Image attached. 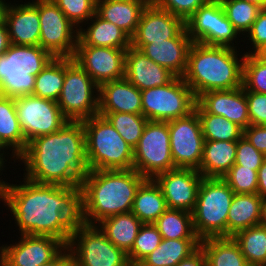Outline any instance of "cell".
Here are the masks:
<instances>
[{
    "mask_svg": "<svg viewBox=\"0 0 266 266\" xmlns=\"http://www.w3.org/2000/svg\"><path fill=\"white\" fill-rule=\"evenodd\" d=\"M240 54L237 48L192 43L182 78L196 99L208 91L231 90L243 86L245 51L242 56Z\"/></svg>",
    "mask_w": 266,
    "mask_h": 266,
    "instance_id": "277c9868",
    "label": "cell"
},
{
    "mask_svg": "<svg viewBox=\"0 0 266 266\" xmlns=\"http://www.w3.org/2000/svg\"><path fill=\"white\" fill-rule=\"evenodd\" d=\"M53 58L40 45L10 44L0 56V95L10 98L33 95L36 76Z\"/></svg>",
    "mask_w": 266,
    "mask_h": 266,
    "instance_id": "5b68a950",
    "label": "cell"
},
{
    "mask_svg": "<svg viewBox=\"0 0 266 266\" xmlns=\"http://www.w3.org/2000/svg\"><path fill=\"white\" fill-rule=\"evenodd\" d=\"M209 0H155L154 4L161 9L186 21L199 7Z\"/></svg>",
    "mask_w": 266,
    "mask_h": 266,
    "instance_id": "f6af8a7d",
    "label": "cell"
},
{
    "mask_svg": "<svg viewBox=\"0 0 266 266\" xmlns=\"http://www.w3.org/2000/svg\"><path fill=\"white\" fill-rule=\"evenodd\" d=\"M124 77L143 91L152 87L165 86L176 76L130 46L126 51Z\"/></svg>",
    "mask_w": 266,
    "mask_h": 266,
    "instance_id": "603a6c76",
    "label": "cell"
},
{
    "mask_svg": "<svg viewBox=\"0 0 266 266\" xmlns=\"http://www.w3.org/2000/svg\"><path fill=\"white\" fill-rule=\"evenodd\" d=\"M126 51L111 47L77 45L73 59L100 86L105 82L124 78Z\"/></svg>",
    "mask_w": 266,
    "mask_h": 266,
    "instance_id": "e0dca14e",
    "label": "cell"
},
{
    "mask_svg": "<svg viewBox=\"0 0 266 266\" xmlns=\"http://www.w3.org/2000/svg\"><path fill=\"white\" fill-rule=\"evenodd\" d=\"M262 198L256 194H234L227 216V237L259 225Z\"/></svg>",
    "mask_w": 266,
    "mask_h": 266,
    "instance_id": "83f0119b",
    "label": "cell"
},
{
    "mask_svg": "<svg viewBox=\"0 0 266 266\" xmlns=\"http://www.w3.org/2000/svg\"><path fill=\"white\" fill-rule=\"evenodd\" d=\"M257 58L266 60V42L263 43L254 53Z\"/></svg>",
    "mask_w": 266,
    "mask_h": 266,
    "instance_id": "6f0895ef",
    "label": "cell"
},
{
    "mask_svg": "<svg viewBox=\"0 0 266 266\" xmlns=\"http://www.w3.org/2000/svg\"><path fill=\"white\" fill-rule=\"evenodd\" d=\"M1 171H3V170L0 168V173H1L0 176L3 174ZM0 178H2V177H0Z\"/></svg>",
    "mask_w": 266,
    "mask_h": 266,
    "instance_id": "94428289",
    "label": "cell"
},
{
    "mask_svg": "<svg viewBox=\"0 0 266 266\" xmlns=\"http://www.w3.org/2000/svg\"><path fill=\"white\" fill-rule=\"evenodd\" d=\"M206 266H249L233 237H209L200 240Z\"/></svg>",
    "mask_w": 266,
    "mask_h": 266,
    "instance_id": "4dcf8cb0",
    "label": "cell"
},
{
    "mask_svg": "<svg viewBox=\"0 0 266 266\" xmlns=\"http://www.w3.org/2000/svg\"><path fill=\"white\" fill-rule=\"evenodd\" d=\"M200 246V239H162L139 266H176Z\"/></svg>",
    "mask_w": 266,
    "mask_h": 266,
    "instance_id": "1f68e13d",
    "label": "cell"
},
{
    "mask_svg": "<svg viewBox=\"0 0 266 266\" xmlns=\"http://www.w3.org/2000/svg\"><path fill=\"white\" fill-rule=\"evenodd\" d=\"M85 24L80 26L77 45L111 47L127 50L131 46V38L115 24L105 21L96 13ZM91 23V24H90Z\"/></svg>",
    "mask_w": 266,
    "mask_h": 266,
    "instance_id": "d4e9b609",
    "label": "cell"
},
{
    "mask_svg": "<svg viewBox=\"0 0 266 266\" xmlns=\"http://www.w3.org/2000/svg\"><path fill=\"white\" fill-rule=\"evenodd\" d=\"M40 40L39 45L54 57L73 58L78 28L52 0H39Z\"/></svg>",
    "mask_w": 266,
    "mask_h": 266,
    "instance_id": "4fadbf2b",
    "label": "cell"
},
{
    "mask_svg": "<svg viewBox=\"0 0 266 266\" xmlns=\"http://www.w3.org/2000/svg\"><path fill=\"white\" fill-rule=\"evenodd\" d=\"M146 6L141 0H97L96 14L121 28L131 38Z\"/></svg>",
    "mask_w": 266,
    "mask_h": 266,
    "instance_id": "484cf974",
    "label": "cell"
},
{
    "mask_svg": "<svg viewBox=\"0 0 266 266\" xmlns=\"http://www.w3.org/2000/svg\"><path fill=\"white\" fill-rule=\"evenodd\" d=\"M203 176L196 169L174 168L157 175L167 207L193 212Z\"/></svg>",
    "mask_w": 266,
    "mask_h": 266,
    "instance_id": "ac0fdd59",
    "label": "cell"
},
{
    "mask_svg": "<svg viewBox=\"0 0 266 266\" xmlns=\"http://www.w3.org/2000/svg\"><path fill=\"white\" fill-rule=\"evenodd\" d=\"M237 141L205 140L198 171L205 178H222L235 164Z\"/></svg>",
    "mask_w": 266,
    "mask_h": 266,
    "instance_id": "4316f807",
    "label": "cell"
},
{
    "mask_svg": "<svg viewBox=\"0 0 266 266\" xmlns=\"http://www.w3.org/2000/svg\"><path fill=\"white\" fill-rule=\"evenodd\" d=\"M141 1H143L147 5H153L155 0H141Z\"/></svg>",
    "mask_w": 266,
    "mask_h": 266,
    "instance_id": "91938a15",
    "label": "cell"
},
{
    "mask_svg": "<svg viewBox=\"0 0 266 266\" xmlns=\"http://www.w3.org/2000/svg\"><path fill=\"white\" fill-rule=\"evenodd\" d=\"M243 136L266 156V125H249L243 129Z\"/></svg>",
    "mask_w": 266,
    "mask_h": 266,
    "instance_id": "c3c4849f",
    "label": "cell"
},
{
    "mask_svg": "<svg viewBox=\"0 0 266 266\" xmlns=\"http://www.w3.org/2000/svg\"><path fill=\"white\" fill-rule=\"evenodd\" d=\"M168 209L160 186L145 179L138 187L131 212L143 223H154Z\"/></svg>",
    "mask_w": 266,
    "mask_h": 266,
    "instance_id": "f546056e",
    "label": "cell"
},
{
    "mask_svg": "<svg viewBox=\"0 0 266 266\" xmlns=\"http://www.w3.org/2000/svg\"><path fill=\"white\" fill-rule=\"evenodd\" d=\"M16 114L26 142L58 131L68 119L56 101L34 95L14 98Z\"/></svg>",
    "mask_w": 266,
    "mask_h": 266,
    "instance_id": "5bb4252c",
    "label": "cell"
},
{
    "mask_svg": "<svg viewBox=\"0 0 266 266\" xmlns=\"http://www.w3.org/2000/svg\"><path fill=\"white\" fill-rule=\"evenodd\" d=\"M176 266H206V259L201 246Z\"/></svg>",
    "mask_w": 266,
    "mask_h": 266,
    "instance_id": "681fc988",
    "label": "cell"
},
{
    "mask_svg": "<svg viewBox=\"0 0 266 266\" xmlns=\"http://www.w3.org/2000/svg\"><path fill=\"white\" fill-rule=\"evenodd\" d=\"M18 161L23 177L40 184L80 187L89 171L83 121L66 122L58 131L27 143Z\"/></svg>",
    "mask_w": 266,
    "mask_h": 266,
    "instance_id": "7a4b0ae2",
    "label": "cell"
},
{
    "mask_svg": "<svg viewBox=\"0 0 266 266\" xmlns=\"http://www.w3.org/2000/svg\"><path fill=\"white\" fill-rule=\"evenodd\" d=\"M10 2H6L5 0H0V24L5 23L6 20V12L8 9Z\"/></svg>",
    "mask_w": 266,
    "mask_h": 266,
    "instance_id": "11a10c76",
    "label": "cell"
},
{
    "mask_svg": "<svg viewBox=\"0 0 266 266\" xmlns=\"http://www.w3.org/2000/svg\"><path fill=\"white\" fill-rule=\"evenodd\" d=\"M197 103L207 112L220 115L243 129L250 125L244 87L231 90H212L201 94Z\"/></svg>",
    "mask_w": 266,
    "mask_h": 266,
    "instance_id": "ffe728a7",
    "label": "cell"
},
{
    "mask_svg": "<svg viewBox=\"0 0 266 266\" xmlns=\"http://www.w3.org/2000/svg\"><path fill=\"white\" fill-rule=\"evenodd\" d=\"M10 150L12 151V156L10 157V159L13 157V161L15 162V160L19 159V155L1 138L0 136V168L2 170H5L4 168H6L5 166V162H7V160L5 159L6 156V150ZM3 152V153H2Z\"/></svg>",
    "mask_w": 266,
    "mask_h": 266,
    "instance_id": "f5cc1de1",
    "label": "cell"
},
{
    "mask_svg": "<svg viewBox=\"0 0 266 266\" xmlns=\"http://www.w3.org/2000/svg\"><path fill=\"white\" fill-rule=\"evenodd\" d=\"M10 45L9 34L6 22L0 24V56H2Z\"/></svg>",
    "mask_w": 266,
    "mask_h": 266,
    "instance_id": "db71d44e",
    "label": "cell"
},
{
    "mask_svg": "<svg viewBox=\"0 0 266 266\" xmlns=\"http://www.w3.org/2000/svg\"><path fill=\"white\" fill-rule=\"evenodd\" d=\"M234 194L222 178L203 177L192 212L193 228L200 240L227 237V216Z\"/></svg>",
    "mask_w": 266,
    "mask_h": 266,
    "instance_id": "52a82bcc",
    "label": "cell"
},
{
    "mask_svg": "<svg viewBox=\"0 0 266 266\" xmlns=\"http://www.w3.org/2000/svg\"><path fill=\"white\" fill-rule=\"evenodd\" d=\"M145 179L135 169L89 170L79 188L81 222L96 225L107 217L131 212Z\"/></svg>",
    "mask_w": 266,
    "mask_h": 266,
    "instance_id": "3957f363",
    "label": "cell"
},
{
    "mask_svg": "<svg viewBox=\"0 0 266 266\" xmlns=\"http://www.w3.org/2000/svg\"><path fill=\"white\" fill-rule=\"evenodd\" d=\"M194 110L198 113L204 140L238 141L243 128L220 115L207 113L197 102Z\"/></svg>",
    "mask_w": 266,
    "mask_h": 266,
    "instance_id": "836d02e7",
    "label": "cell"
},
{
    "mask_svg": "<svg viewBox=\"0 0 266 266\" xmlns=\"http://www.w3.org/2000/svg\"><path fill=\"white\" fill-rule=\"evenodd\" d=\"M168 121L148 120L138 145L133 149V169L146 179L174 169Z\"/></svg>",
    "mask_w": 266,
    "mask_h": 266,
    "instance_id": "8fae6325",
    "label": "cell"
},
{
    "mask_svg": "<svg viewBox=\"0 0 266 266\" xmlns=\"http://www.w3.org/2000/svg\"><path fill=\"white\" fill-rule=\"evenodd\" d=\"M226 17L240 35H245L258 17L261 6L243 0H219ZM244 33V34H243Z\"/></svg>",
    "mask_w": 266,
    "mask_h": 266,
    "instance_id": "f35d334b",
    "label": "cell"
},
{
    "mask_svg": "<svg viewBox=\"0 0 266 266\" xmlns=\"http://www.w3.org/2000/svg\"><path fill=\"white\" fill-rule=\"evenodd\" d=\"M162 236L153 223L143 224L134 240L131 251L127 254L130 265H138L161 243Z\"/></svg>",
    "mask_w": 266,
    "mask_h": 266,
    "instance_id": "ab89813d",
    "label": "cell"
},
{
    "mask_svg": "<svg viewBox=\"0 0 266 266\" xmlns=\"http://www.w3.org/2000/svg\"><path fill=\"white\" fill-rule=\"evenodd\" d=\"M236 194H256L258 188L257 171L234 164L222 177Z\"/></svg>",
    "mask_w": 266,
    "mask_h": 266,
    "instance_id": "b9f144b4",
    "label": "cell"
},
{
    "mask_svg": "<svg viewBox=\"0 0 266 266\" xmlns=\"http://www.w3.org/2000/svg\"><path fill=\"white\" fill-rule=\"evenodd\" d=\"M57 104L70 121L98 114L99 86L73 58L65 57V79Z\"/></svg>",
    "mask_w": 266,
    "mask_h": 266,
    "instance_id": "ba28073f",
    "label": "cell"
},
{
    "mask_svg": "<svg viewBox=\"0 0 266 266\" xmlns=\"http://www.w3.org/2000/svg\"><path fill=\"white\" fill-rule=\"evenodd\" d=\"M0 136L18 155L27 146L16 114L14 98L2 95H0Z\"/></svg>",
    "mask_w": 266,
    "mask_h": 266,
    "instance_id": "d590c367",
    "label": "cell"
},
{
    "mask_svg": "<svg viewBox=\"0 0 266 266\" xmlns=\"http://www.w3.org/2000/svg\"><path fill=\"white\" fill-rule=\"evenodd\" d=\"M116 247L128 254L143 223L132 212L107 217L96 224Z\"/></svg>",
    "mask_w": 266,
    "mask_h": 266,
    "instance_id": "f1b7e54d",
    "label": "cell"
},
{
    "mask_svg": "<svg viewBox=\"0 0 266 266\" xmlns=\"http://www.w3.org/2000/svg\"><path fill=\"white\" fill-rule=\"evenodd\" d=\"M185 28V21L180 17L155 4L147 5L131 37V47L140 50L146 44L176 38Z\"/></svg>",
    "mask_w": 266,
    "mask_h": 266,
    "instance_id": "d6986e66",
    "label": "cell"
},
{
    "mask_svg": "<svg viewBox=\"0 0 266 266\" xmlns=\"http://www.w3.org/2000/svg\"><path fill=\"white\" fill-rule=\"evenodd\" d=\"M192 43L185 28L176 38L146 44L139 51L176 77H183Z\"/></svg>",
    "mask_w": 266,
    "mask_h": 266,
    "instance_id": "7402d4cb",
    "label": "cell"
},
{
    "mask_svg": "<svg viewBox=\"0 0 266 266\" xmlns=\"http://www.w3.org/2000/svg\"><path fill=\"white\" fill-rule=\"evenodd\" d=\"M170 148L175 168L198 170L202 160L204 136L198 113L168 121Z\"/></svg>",
    "mask_w": 266,
    "mask_h": 266,
    "instance_id": "9a60e30c",
    "label": "cell"
},
{
    "mask_svg": "<svg viewBox=\"0 0 266 266\" xmlns=\"http://www.w3.org/2000/svg\"><path fill=\"white\" fill-rule=\"evenodd\" d=\"M250 125H266V94L244 88Z\"/></svg>",
    "mask_w": 266,
    "mask_h": 266,
    "instance_id": "bcb514c9",
    "label": "cell"
},
{
    "mask_svg": "<svg viewBox=\"0 0 266 266\" xmlns=\"http://www.w3.org/2000/svg\"><path fill=\"white\" fill-rule=\"evenodd\" d=\"M65 79V57H54L36 76L33 95L58 101Z\"/></svg>",
    "mask_w": 266,
    "mask_h": 266,
    "instance_id": "d6a6232c",
    "label": "cell"
},
{
    "mask_svg": "<svg viewBox=\"0 0 266 266\" xmlns=\"http://www.w3.org/2000/svg\"><path fill=\"white\" fill-rule=\"evenodd\" d=\"M250 42L252 48L251 51L246 52L245 54H253L263 43L266 42V8H263L254 23L252 24L251 29L245 34Z\"/></svg>",
    "mask_w": 266,
    "mask_h": 266,
    "instance_id": "7dc6e473",
    "label": "cell"
},
{
    "mask_svg": "<svg viewBox=\"0 0 266 266\" xmlns=\"http://www.w3.org/2000/svg\"><path fill=\"white\" fill-rule=\"evenodd\" d=\"M259 224L266 227V198L262 199Z\"/></svg>",
    "mask_w": 266,
    "mask_h": 266,
    "instance_id": "9f6ffc18",
    "label": "cell"
},
{
    "mask_svg": "<svg viewBox=\"0 0 266 266\" xmlns=\"http://www.w3.org/2000/svg\"><path fill=\"white\" fill-rule=\"evenodd\" d=\"M64 15L80 28L96 13L97 0H52Z\"/></svg>",
    "mask_w": 266,
    "mask_h": 266,
    "instance_id": "7bdbcfd3",
    "label": "cell"
},
{
    "mask_svg": "<svg viewBox=\"0 0 266 266\" xmlns=\"http://www.w3.org/2000/svg\"><path fill=\"white\" fill-rule=\"evenodd\" d=\"M42 266H73L72 253L68 247H66L54 260Z\"/></svg>",
    "mask_w": 266,
    "mask_h": 266,
    "instance_id": "f907efd6",
    "label": "cell"
},
{
    "mask_svg": "<svg viewBox=\"0 0 266 266\" xmlns=\"http://www.w3.org/2000/svg\"><path fill=\"white\" fill-rule=\"evenodd\" d=\"M162 239H199L193 228L192 213L168 208L153 223Z\"/></svg>",
    "mask_w": 266,
    "mask_h": 266,
    "instance_id": "e575fe53",
    "label": "cell"
},
{
    "mask_svg": "<svg viewBox=\"0 0 266 266\" xmlns=\"http://www.w3.org/2000/svg\"><path fill=\"white\" fill-rule=\"evenodd\" d=\"M233 239L240 246L249 266H266V227L255 225L237 232Z\"/></svg>",
    "mask_w": 266,
    "mask_h": 266,
    "instance_id": "8d00e7d4",
    "label": "cell"
},
{
    "mask_svg": "<svg viewBox=\"0 0 266 266\" xmlns=\"http://www.w3.org/2000/svg\"><path fill=\"white\" fill-rule=\"evenodd\" d=\"M10 44L39 45L40 19L39 0L24 2V4H9L6 12Z\"/></svg>",
    "mask_w": 266,
    "mask_h": 266,
    "instance_id": "44dd1931",
    "label": "cell"
},
{
    "mask_svg": "<svg viewBox=\"0 0 266 266\" xmlns=\"http://www.w3.org/2000/svg\"><path fill=\"white\" fill-rule=\"evenodd\" d=\"M243 87L248 91L266 94V60L245 54Z\"/></svg>",
    "mask_w": 266,
    "mask_h": 266,
    "instance_id": "60d3db41",
    "label": "cell"
},
{
    "mask_svg": "<svg viewBox=\"0 0 266 266\" xmlns=\"http://www.w3.org/2000/svg\"><path fill=\"white\" fill-rule=\"evenodd\" d=\"M89 170L133 169V148L99 114L82 120Z\"/></svg>",
    "mask_w": 266,
    "mask_h": 266,
    "instance_id": "8992f818",
    "label": "cell"
},
{
    "mask_svg": "<svg viewBox=\"0 0 266 266\" xmlns=\"http://www.w3.org/2000/svg\"><path fill=\"white\" fill-rule=\"evenodd\" d=\"M68 249L73 266H129L127 254L116 247L97 225L79 222L74 226Z\"/></svg>",
    "mask_w": 266,
    "mask_h": 266,
    "instance_id": "9c48e42d",
    "label": "cell"
},
{
    "mask_svg": "<svg viewBox=\"0 0 266 266\" xmlns=\"http://www.w3.org/2000/svg\"><path fill=\"white\" fill-rule=\"evenodd\" d=\"M243 1L251 2L261 6L262 8H266V0H243Z\"/></svg>",
    "mask_w": 266,
    "mask_h": 266,
    "instance_id": "680465c9",
    "label": "cell"
},
{
    "mask_svg": "<svg viewBox=\"0 0 266 266\" xmlns=\"http://www.w3.org/2000/svg\"><path fill=\"white\" fill-rule=\"evenodd\" d=\"M142 115L151 121H170L188 116L197 99L182 77H175L165 86L141 91Z\"/></svg>",
    "mask_w": 266,
    "mask_h": 266,
    "instance_id": "30bf717a",
    "label": "cell"
},
{
    "mask_svg": "<svg viewBox=\"0 0 266 266\" xmlns=\"http://www.w3.org/2000/svg\"><path fill=\"white\" fill-rule=\"evenodd\" d=\"M187 33L193 42L208 46L237 48L236 39L241 35L226 17L219 0H209L199 7L186 21ZM234 41L236 44H234Z\"/></svg>",
    "mask_w": 266,
    "mask_h": 266,
    "instance_id": "7c38bea8",
    "label": "cell"
},
{
    "mask_svg": "<svg viewBox=\"0 0 266 266\" xmlns=\"http://www.w3.org/2000/svg\"><path fill=\"white\" fill-rule=\"evenodd\" d=\"M98 114L104 116L133 149L138 145L148 121L142 114L121 112H98Z\"/></svg>",
    "mask_w": 266,
    "mask_h": 266,
    "instance_id": "74e56055",
    "label": "cell"
},
{
    "mask_svg": "<svg viewBox=\"0 0 266 266\" xmlns=\"http://www.w3.org/2000/svg\"><path fill=\"white\" fill-rule=\"evenodd\" d=\"M258 188L257 194L262 198H266V159L263 161L261 167L257 171Z\"/></svg>",
    "mask_w": 266,
    "mask_h": 266,
    "instance_id": "816d5d0a",
    "label": "cell"
},
{
    "mask_svg": "<svg viewBox=\"0 0 266 266\" xmlns=\"http://www.w3.org/2000/svg\"><path fill=\"white\" fill-rule=\"evenodd\" d=\"M20 237L15 244L0 246V266H42L54 260L67 247L53 236Z\"/></svg>",
    "mask_w": 266,
    "mask_h": 266,
    "instance_id": "2e32d148",
    "label": "cell"
},
{
    "mask_svg": "<svg viewBox=\"0 0 266 266\" xmlns=\"http://www.w3.org/2000/svg\"><path fill=\"white\" fill-rule=\"evenodd\" d=\"M0 179V201L13 214L20 235L53 236L69 244L80 220L79 188Z\"/></svg>",
    "mask_w": 266,
    "mask_h": 266,
    "instance_id": "6da1fadb",
    "label": "cell"
},
{
    "mask_svg": "<svg viewBox=\"0 0 266 266\" xmlns=\"http://www.w3.org/2000/svg\"><path fill=\"white\" fill-rule=\"evenodd\" d=\"M266 156L258 151L244 136L237 141L235 164L258 171Z\"/></svg>",
    "mask_w": 266,
    "mask_h": 266,
    "instance_id": "ee69618b",
    "label": "cell"
},
{
    "mask_svg": "<svg viewBox=\"0 0 266 266\" xmlns=\"http://www.w3.org/2000/svg\"><path fill=\"white\" fill-rule=\"evenodd\" d=\"M98 112L142 114L141 91L125 77L99 86Z\"/></svg>",
    "mask_w": 266,
    "mask_h": 266,
    "instance_id": "cb8c5ba5",
    "label": "cell"
}]
</instances>
